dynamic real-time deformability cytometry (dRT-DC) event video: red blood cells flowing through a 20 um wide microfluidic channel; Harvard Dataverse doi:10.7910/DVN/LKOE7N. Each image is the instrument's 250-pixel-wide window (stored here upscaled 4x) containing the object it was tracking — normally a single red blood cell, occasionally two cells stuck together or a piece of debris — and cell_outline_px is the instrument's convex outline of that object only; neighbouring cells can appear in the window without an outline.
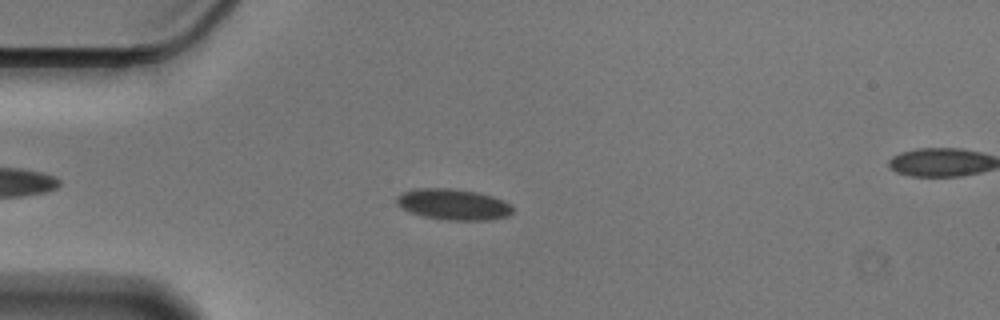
{"species": "Egyptian fruit bat (a non-hibernating species)", "species_latin": "Rousettus aegyptiacus", "temperature_condition": "cold", "stored_images_in_passage": 54, "segment_of_instrument_passage": [1, 2], "camera_frame_rate_fps": 3000, "um_per_image_px": 0.085, "animal": {"sex": "male"}, "frame": {"image": 1, "passage_image": 11, "time_ms": 3.333, "image_size_px": [1000, 320], "cell_outline_px": [[512, 212], [508, 216], [488, 220], [448, 220], [424, 216], [408, 212], [400, 208], [396, 204], [396, 196], [404, 192], [416, 188], [452, 188], [476, 192], [492, 196], [504, 200], [512, 204]], "centroid_in_image_um": [38.51, 17.37], "position_along_channel_um": 46.5, "area_um2": 21.1}}
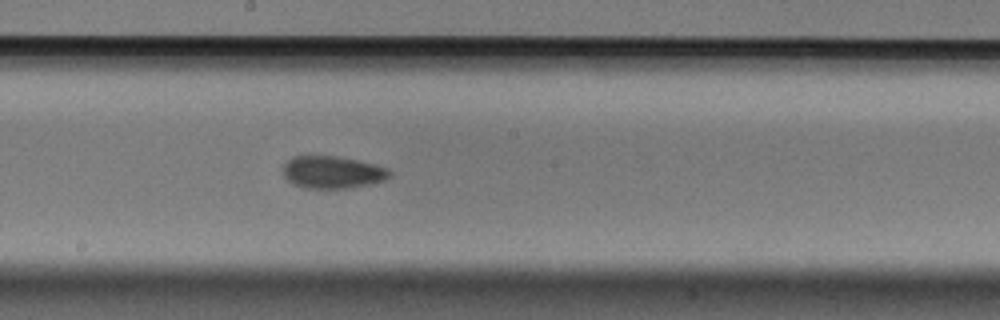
{"frame": {"image": 2, "passage_image": 27, "time_ms": 8.667, "image_size_px": [1000, 320], "cell_outline_px": [[392, 176], [384, 180], [372, 184], [348, 188], [304, 188], [288, 180], [284, 176], [284, 164], [292, 156], [336, 156], [376, 164], [388, 168], [392, 172]], "centroid_in_image_um": [28.31, 14.64], "position_along_channel_um": 219.9, "area_um2": 20.11}}
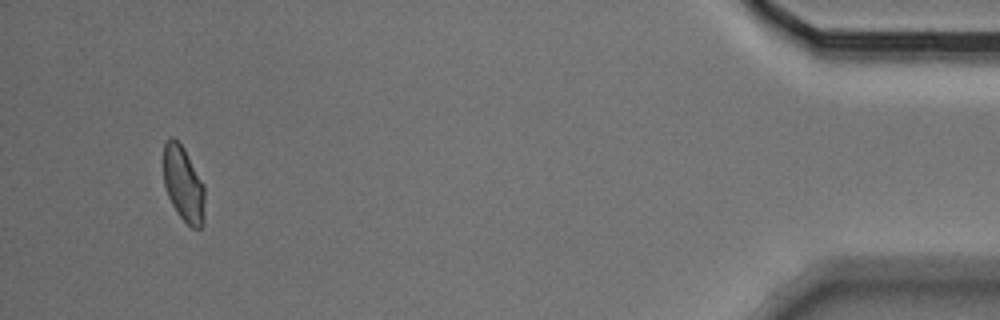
{"frame": {"image": 3, "passage_image": 50, "time_ms": 16.333, "image_size_px": [1000, 320], "cell_outline_px": [[204, 224], [200, 228], [192, 228], [180, 216], [172, 204], [168, 196], [164, 184], [164, 144], [172, 136], [184, 148], [204, 184]], "centroid_in_image_um": [15.61, 15.66], "position_along_channel_um": 419.6, "area_um2": 17.98}}